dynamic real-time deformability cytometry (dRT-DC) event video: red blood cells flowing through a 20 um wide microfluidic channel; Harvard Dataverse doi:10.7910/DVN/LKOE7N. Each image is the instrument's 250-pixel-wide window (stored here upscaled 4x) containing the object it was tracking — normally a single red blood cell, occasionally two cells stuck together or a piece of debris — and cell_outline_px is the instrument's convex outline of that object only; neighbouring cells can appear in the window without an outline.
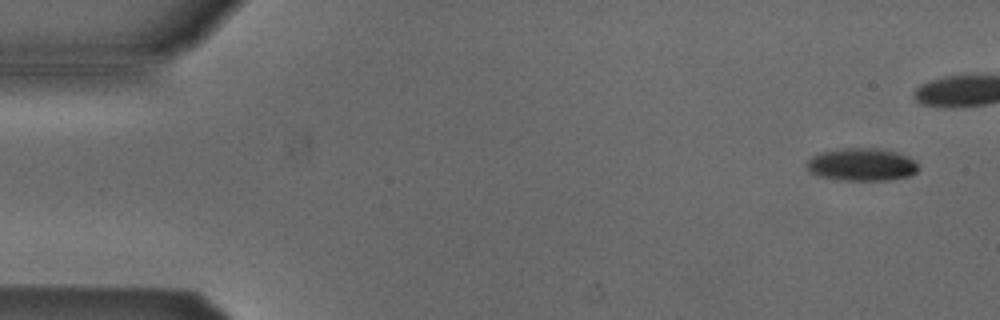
{"species": "Egyptian fruit bat (a non-hibernating species)", "species_latin": "Rousettus aegyptiacus", "temperature_condition": "cold", "stored_images_in_passage": 6, "camera_frame_rate_fps": 3000, "um_per_image_px": 0.085, "animal": {"sex": "male"}, "frame": {"image": 1, "passage_image": 1, "time_ms": 0.0, "image_size_px": [1000, 320], "cell_outline_px": [[916, 172], [908, 176], [884, 180], [840, 180], [816, 176], [804, 164], [812, 156], [820, 152], [836, 148], [884, 148], [908, 156], [916, 164]], "centroid_in_image_um": [73.18, 13.97], "position_along_channel_um": 11.8, "area_um2": 21.33}}
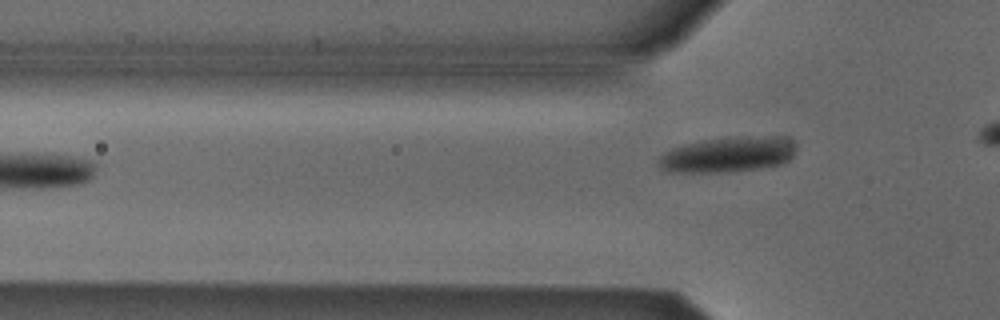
{"frame": {"image": 2, "passage_image": 6, "time_ms": 1.667, "image_size_px": [1000, 320], "cell_outline_px": [[796, 148], [792, 156], [788, 160], [780, 164], [756, 168], [720, 172], [668, 172], [660, 168], [656, 164], [656, 160], [664, 152], [672, 148], [684, 144], [704, 140], [736, 136], [780, 136], [792, 140], [796, 144]], "centroid_in_image_um": [61.84, 13.12], "position_along_channel_um": 64.0, "area_um2": 28.5}}